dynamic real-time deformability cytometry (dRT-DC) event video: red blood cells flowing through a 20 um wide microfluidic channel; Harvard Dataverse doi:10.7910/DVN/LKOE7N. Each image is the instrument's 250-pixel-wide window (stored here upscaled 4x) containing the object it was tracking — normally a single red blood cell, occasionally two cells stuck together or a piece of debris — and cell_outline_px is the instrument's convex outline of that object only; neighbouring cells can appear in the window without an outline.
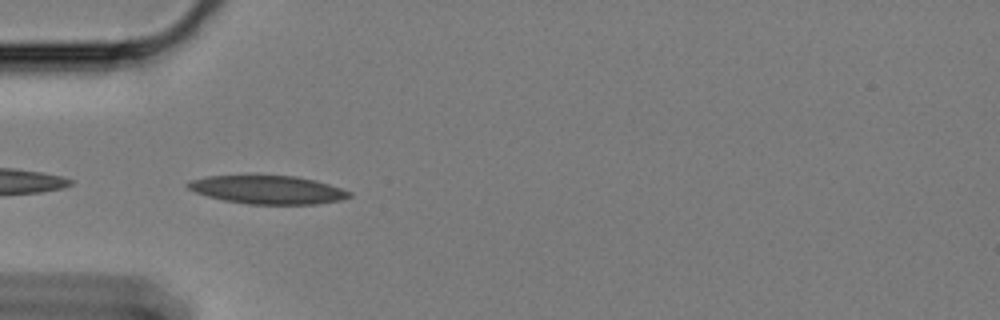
{"species": "Egyptian fruit bat (a non-hibernating species)", "species_latin": "Rousettus aegyptiacus", "temperature_condition": "cold", "stored_images_in_passage": 24, "camera_frame_rate_fps": 3000, "um_per_image_px": 0.085, "animal": {"sex": "female"}, "frame": {"image": 1, "passage_image": 1, "time_ms": 0.0, "image_size_px": [1000, 320], "cell_outline_px": [[352, 196], [340, 200], [316, 204], [248, 204], [224, 200], [208, 196], [196, 192], [188, 188], [184, 184], [188, 180], [208, 176], [296, 176], [316, 180], [352, 192]], "centroid_in_image_um": [22.75, 16.13], "position_along_channel_um": 62.3, "area_um2": 26.53}}
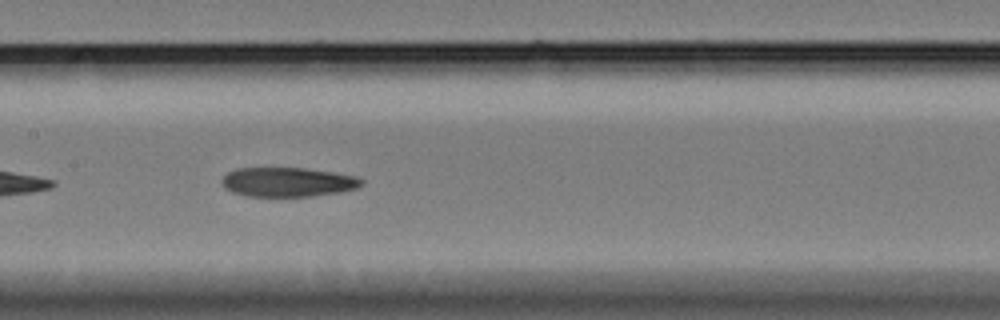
{"frame": {"image": 2, "passage_image": 12, "time_ms": 3.667, "image_size_px": [1000, 320], "cell_outline_px": [[364, 184], [356, 188], [336, 192], [312, 196], [244, 196], [232, 192], [224, 188], [220, 180], [228, 172], [236, 168], [304, 168], [332, 172], [356, 176], [364, 180]], "centroid_in_image_um": [24.42, 15.47], "position_along_channel_um": 183.0, "area_um2": 23.87}}
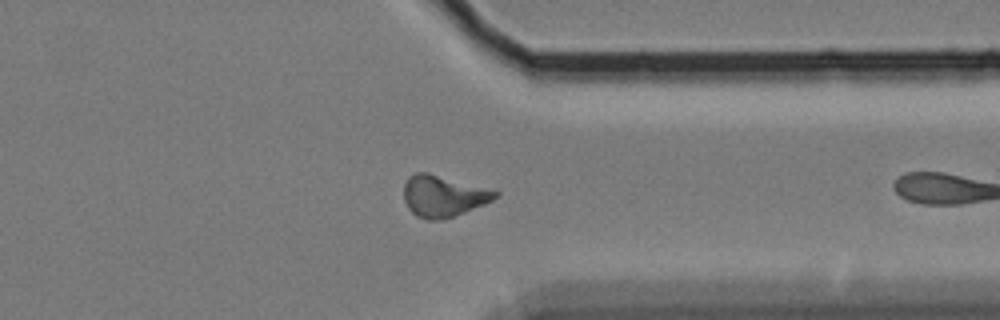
{"frame": {"image": 3, "passage_image": 23, "time_ms": 7.333, "image_size_px": [1000, 320], "cell_outline_px": [[500, 192], [492, 200], [484, 204], [464, 212], [440, 220], [428, 220], [416, 216], [408, 208], [404, 200], [404, 184], [408, 176], [416, 172], [428, 172]], "centroid_in_image_um": [37.62, 16.66], "position_along_channel_um": 373.8, "area_um2": 21.79}}